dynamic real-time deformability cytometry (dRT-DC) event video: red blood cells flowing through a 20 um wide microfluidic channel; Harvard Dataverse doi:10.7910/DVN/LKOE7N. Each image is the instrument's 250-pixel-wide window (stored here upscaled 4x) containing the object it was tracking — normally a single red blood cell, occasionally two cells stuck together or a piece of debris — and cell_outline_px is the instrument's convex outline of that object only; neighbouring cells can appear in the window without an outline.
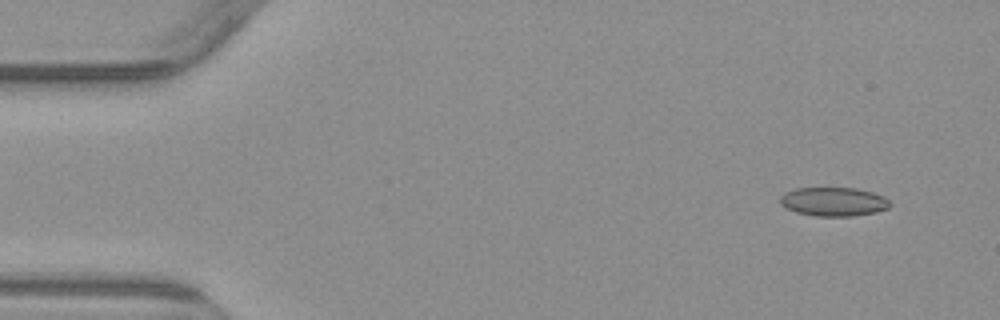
{"species": "common noctule bat (a hibernating species)", "species_latin": "Nyctalus noctula", "temperature_condition": "warm", "stored_images_in_passage": 5, "camera_frame_rate_fps": 3000, "um_per_image_px": 0.085, "animal": {"sex": "male", "body_mass_g": 23.1, "forearm_length_mm": 52.7}, "frame": {"image": 1, "passage_image": 1, "time_ms": 0.0, "image_size_px": [1000, 320], "cell_outline_px": [[892, 204], [888, 208], [876, 212], [852, 216], [816, 216], [796, 212], [780, 204], [780, 196], [784, 192], [796, 188], [856, 188], [872, 192], [884, 196]], "centroid_in_image_um": [70.86, 17.14], "position_along_channel_um": 14.1, "area_um2": 18.5}}
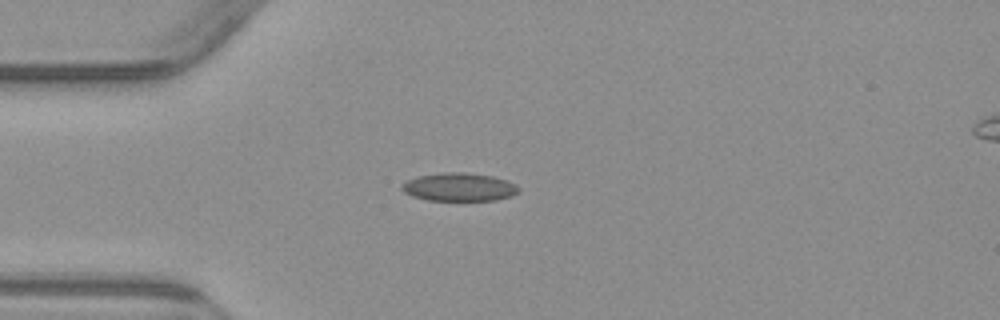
{"frame": {"image": 2, "passage_image": 4, "time_ms": 3.333, "image_size_px": [1000, 320], "cell_outline_px": [[520, 192], [512, 196], [496, 200], [428, 200], [412, 196], [404, 192], [400, 188], [400, 184], [416, 176], [444, 172], [464, 172], [492, 176], [516, 184], [520, 188]], "centroid_in_image_um": [39.02, 15.9], "position_along_channel_um": 46.0, "area_um2": 19.31}}